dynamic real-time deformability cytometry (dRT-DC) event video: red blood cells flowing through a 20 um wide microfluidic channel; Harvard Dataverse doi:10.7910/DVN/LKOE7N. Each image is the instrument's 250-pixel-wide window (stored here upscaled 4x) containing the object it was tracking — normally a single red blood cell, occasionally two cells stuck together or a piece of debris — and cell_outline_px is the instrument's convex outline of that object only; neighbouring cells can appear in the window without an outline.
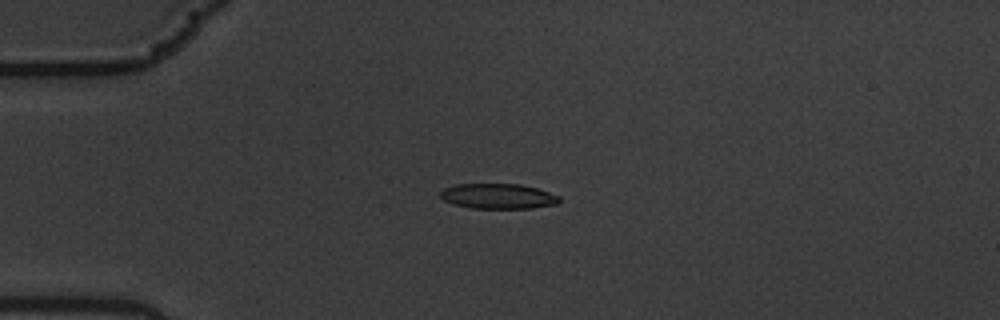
{"species": "common noctule bat (a hibernating species)", "species_latin": "Nyctalus noctula", "temperature_condition": "warm", "stored_images_in_passage": 5, "camera_frame_rate_fps": 3000, "um_per_image_px": 0.085, "animal": {"sex": "male", "body_mass_g": 19.5, "forearm_length_mm": 54.6}, "frame": {"image": 1, "passage_image": 4, "time_ms": 1.0, "image_size_px": [1000, 320], "cell_outline_px": [[560, 200], [556, 204], [532, 208], [472, 208], [452, 204], [444, 200], [440, 196], [440, 192], [444, 188], [456, 184], [520, 184], [536, 188], [560, 196]], "centroid_in_image_um": [42.32, 16.68], "position_along_channel_um": 42.7, "area_um2": 17.4}}